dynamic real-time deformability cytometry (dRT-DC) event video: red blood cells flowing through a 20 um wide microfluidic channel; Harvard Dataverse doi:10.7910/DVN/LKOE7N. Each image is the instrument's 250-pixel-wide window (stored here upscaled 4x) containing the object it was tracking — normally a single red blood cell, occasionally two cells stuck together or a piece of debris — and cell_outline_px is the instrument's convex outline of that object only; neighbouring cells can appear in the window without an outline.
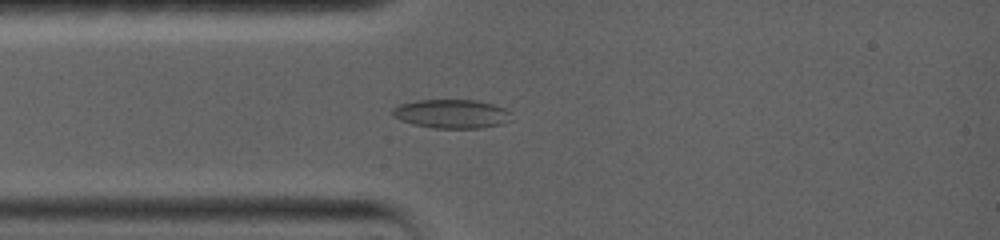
{"species": "common noctule bat (a hibernating species)", "species_latin": "Nyctalus noctula", "temperature_condition": "warm", "stored_images_in_passage": 26, "camera_frame_rate_fps": 5000, "um_per_image_px": 0.085, "animal": {"sex": "female", "body_mass_g": 19.0, "forearm_length_mm": 56.7}, "frame": {"image": 1, "passage_image": 10, "time_ms": 3.0, "image_size_px": [1000, 240], "cell_outline_px": [[512, 120], [500, 124], [480, 128], [432, 128], [412, 124], [400, 120], [392, 116], [392, 108], [400, 104], [416, 100], [476, 100], [492, 104], [504, 108], [512, 112]], "centroid_in_image_um": [38.38, 9.68], "position_along_channel_um": 46.6, "area_um2": 20.17}}
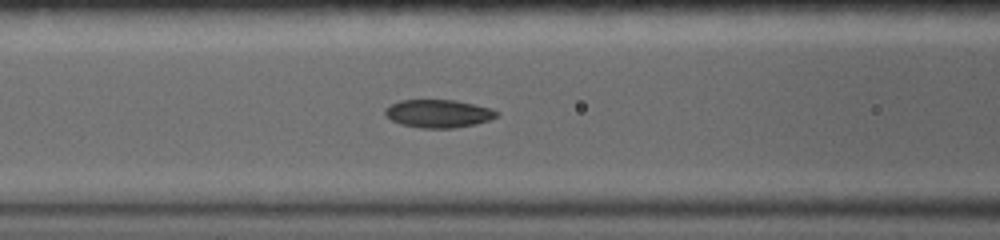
{"frame": {"image": 2, "passage_image": 18, "time_ms": 5.2, "image_size_px": [1000, 240], "cell_outline_px": [[500, 112], [496, 116], [488, 120], [476, 124], [452, 128], [420, 128], [400, 124], [384, 116], [384, 108], [400, 100], [456, 100], [492, 108]], "centroid_in_image_um": [37.24, 9.65], "position_along_channel_um": 129.4, "area_um2": 18.32}}
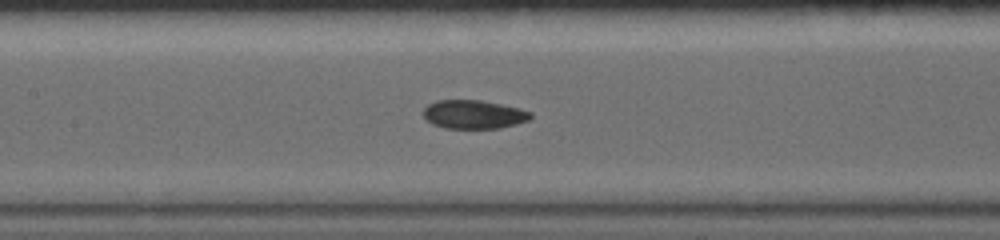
{"frame": {"image": 3, "passage_image": 23, "time_ms": 6.2, "image_size_px": [1000, 240], "cell_outline_px": [[532, 116], [528, 120], [516, 124], [500, 128], [444, 128], [432, 124], [424, 116], [424, 108], [428, 104], [436, 100], [480, 100], [520, 108], [532, 112]], "centroid_in_image_um": [40.27, 9.72], "position_along_channel_um": 167.1, "area_um2": 17.86}}